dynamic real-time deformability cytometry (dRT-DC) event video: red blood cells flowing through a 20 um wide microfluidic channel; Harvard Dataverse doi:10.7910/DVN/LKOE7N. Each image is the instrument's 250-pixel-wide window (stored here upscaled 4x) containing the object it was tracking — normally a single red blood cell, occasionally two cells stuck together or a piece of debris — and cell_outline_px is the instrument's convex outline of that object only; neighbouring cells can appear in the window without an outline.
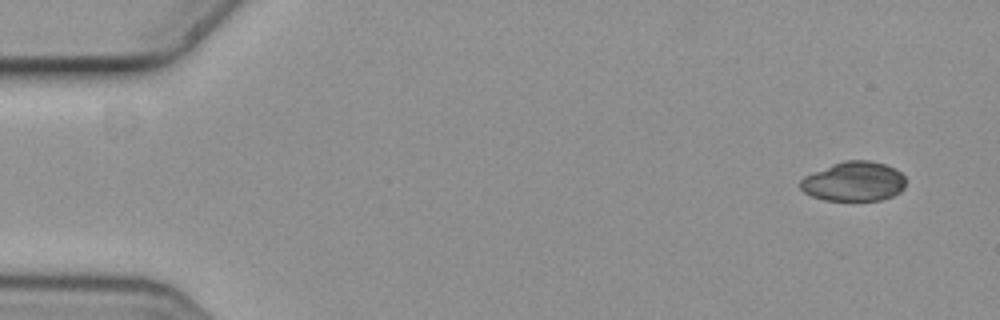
{"species": "common noctule bat (a hibernating species)", "species_latin": "Nyctalus noctula", "temperature_condition": "cold", "stored_images_in_passage": 5, "camera_frame_rate_fps": 3000, "um_per_image_px": 0.085, "animal": {"sex": "female", "body_mass_g": 19.3, "forearm_length_mm": 54.1}, "frame": {"image": 1, "passage_image": 1, "time_ms": 0.0, "image_size_px": [1000, 320], "cell_outline_px": [[904, 188], [900, 192], [892, 196], [880, 200], [824, 200], [812, 196], [804, 192], [800, 188], [800, 180], [804, 176], [832, 164], [844, 160], [872, 160], [884, 164], [900, 172], [904, 176]], "centroid_in_image_um": [72.56, 15.42], "position_along_channel_um": 12.4, "area_um2": 24.22}}
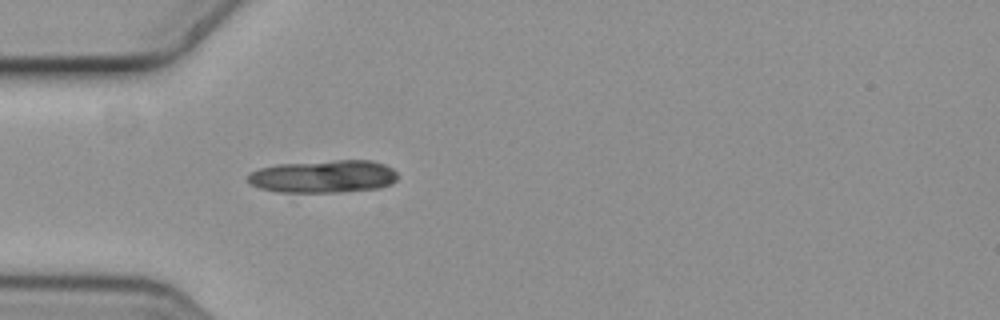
{"frame": {"image": 2, "passage_image": 5, "time_ms": 1.333, "image_size_px": [1000, 320], "cell_outline_px": [[396, 180], [392, 184], [380, 188], [340, 192], [276, 192], [260, 188], [252, 184], [248, 180], [248, 176], [252, 172], [260, 168], [276, 164], [332, 160], [372, 160], [384, 164], [392, 168], [396, 172]], "centroid_in_image_um": [27.52, 14.99], "position_along_channel_um": 57.5, "area_um2": 28.67}}